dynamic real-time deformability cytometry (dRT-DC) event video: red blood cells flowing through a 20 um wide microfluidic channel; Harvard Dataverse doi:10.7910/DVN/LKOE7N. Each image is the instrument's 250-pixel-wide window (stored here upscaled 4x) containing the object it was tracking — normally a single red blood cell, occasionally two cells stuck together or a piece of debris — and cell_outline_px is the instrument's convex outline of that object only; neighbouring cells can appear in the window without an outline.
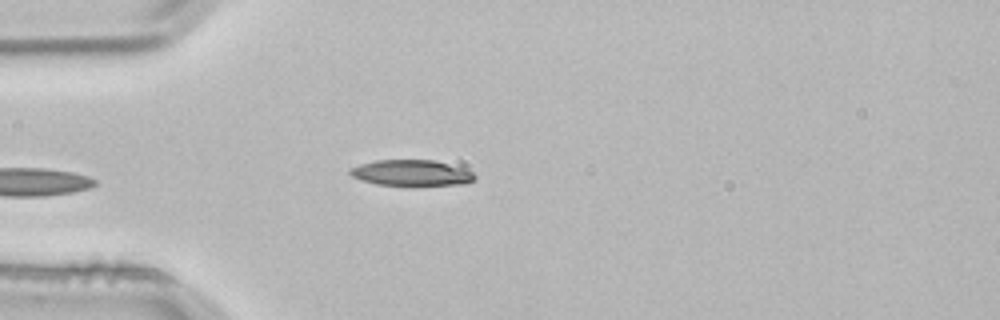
{"species": "common noctule bat (a hibernating species)", "species_latin": "Nyctalus noctula", "temperature_condition": "room temperature", "stored_images_in_passage": 3, "camera_frame_rate_fps": 3000, "um_per_image_px": 0.085, "animal": {"sex": "male", "body_mass_g": 21.5, "forearm_length_mm": 52.0}, "frame": {"image": 1, "passage_image": 3, "time_ms": 0.667, "image_size_px": [1000, 320], "cell_outline_px": [[476, 180], [464, 184], [376, 184], [360, 180], [352, 176], [348, 172], [352, 168], [360, 164], [376, 160], [436, 160], [472, 172], [476, 176]], "centroid_in_image_um": [34.96, 14.68], "position_along_channel_um": 50.0, "area_um2": 18.32}}